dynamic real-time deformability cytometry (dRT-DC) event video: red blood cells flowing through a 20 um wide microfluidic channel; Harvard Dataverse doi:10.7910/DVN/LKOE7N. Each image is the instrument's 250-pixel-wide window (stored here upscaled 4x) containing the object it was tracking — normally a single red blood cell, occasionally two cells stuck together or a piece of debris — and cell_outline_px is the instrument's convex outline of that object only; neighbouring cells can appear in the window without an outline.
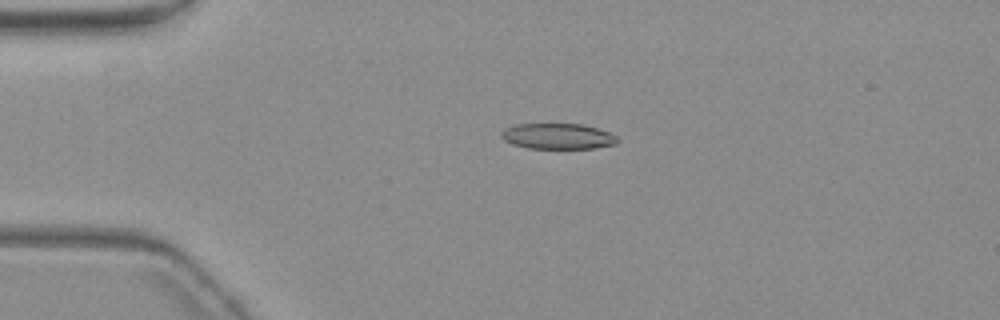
{"species": "common noctule bat (a hibernating species)", "species_latin": "Nyctalus noctula", "temperature_condition": "warm", "stored_images_in_passage": 3, "camera_frame_rate_fps": 3000, "um_per_image_px": 0.085, "animal": {"sex": "female", "body_mass_g": 19.3, "forearm_length_mm": 54.1}, "frame": {"image": 1, "passage_image": 2, "time_ms": 2.333, "image_size_px": [1000, 320], "cell_outline_px": [[620, 140], [616, 144], [596, 148], [528, 148], [512, 144], [504, 140], [500, 136], [500, 132], [504, 128], [516, 124], [580, 124], [596, 128], [608, 132], [616, 136]], "centroid_in_image_um": [47.39, 11.58], "position_along_channel_um": 37.6, "area_um2": 17.4}}